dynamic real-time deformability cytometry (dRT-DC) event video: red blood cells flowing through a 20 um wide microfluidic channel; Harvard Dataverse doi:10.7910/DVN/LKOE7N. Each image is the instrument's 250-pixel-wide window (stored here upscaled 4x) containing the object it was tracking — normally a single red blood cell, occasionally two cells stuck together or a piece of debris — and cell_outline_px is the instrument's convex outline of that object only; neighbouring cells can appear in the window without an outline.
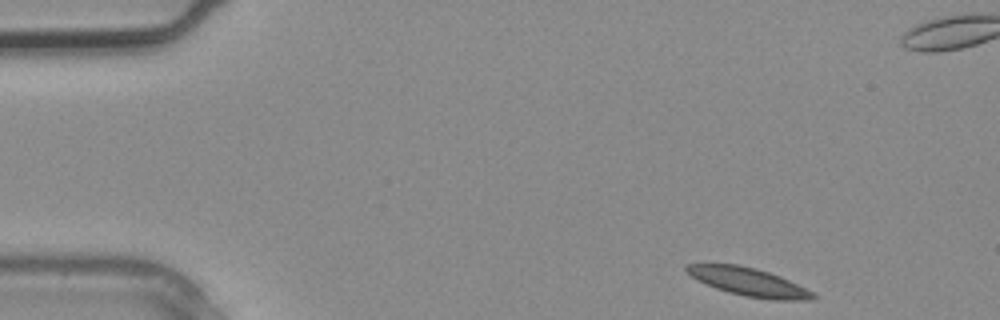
{"species": "common noctule bat (a hibernating species)", "species_latin": "Nyctalus noctula", "temperature_condition": "warm", "stored_images_in_passage": 3, "camera_frame_rate_fps": 3000, "um_per_image_px": 0.085, "animal": {"sex": "male", "body_mass_g": 20.4}, "frame": {"image": 1, "passage_image": 1, "time_ms": 0.0, "image_size_px": [1000, 320], "cell_outline_px": [[816, 296], [812, 300], [776, 300], [744, 296], [728, 292], [716, 288], [696, 280], [684, 268], [688, 264], [704, 260], [740, 264], [756, 268], [780, 276], [812, 292]], "centroid_in_image_um": [63.5, 23.9], "position_along_channel_um": 21.5, "area_um2": 21.27}}